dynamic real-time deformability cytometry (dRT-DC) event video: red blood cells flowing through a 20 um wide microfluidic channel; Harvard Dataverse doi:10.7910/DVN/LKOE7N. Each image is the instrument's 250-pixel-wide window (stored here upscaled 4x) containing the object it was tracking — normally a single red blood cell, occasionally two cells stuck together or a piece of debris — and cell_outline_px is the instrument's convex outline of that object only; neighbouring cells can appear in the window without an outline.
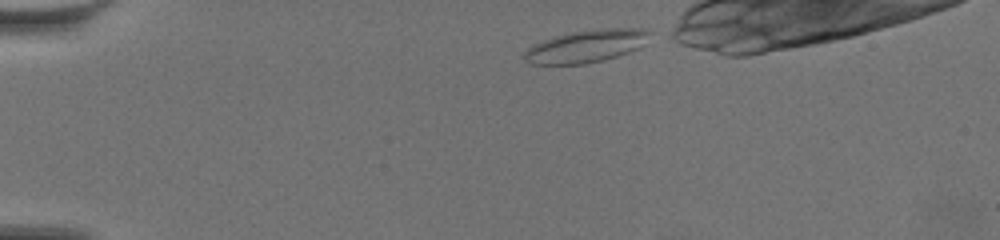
{"species": "common noctule bat (a hibernating species)", "species_latin": "Nyctalus noctula", "temperature_condition": "warm", "stored_images_in_passage": 28, "camera_frame_rate_fps": 3000, "um_per_image_px": 0.085, "animal": {"sex": "female", "body_mass_g": 19.5, "forearm_length_mm": 54.1}, "frame": {"image": 1, "passage_image": 1, "time_ms": 0.0, "image_size_px": [1000, 240], "cell_outline_px": [[652, 32], [644, 44], [628, 52], [604, 60], [584, 64], [528, 64], [524, 60], [524, 52], [528, 48], [544, 40], [556, 36], [572, 32], [600, 28], [648, 28]], "centroid_in_image_um": [49.86, 3.92], "position_along_channel_um": 35.1, "area_um2": 23.7}}
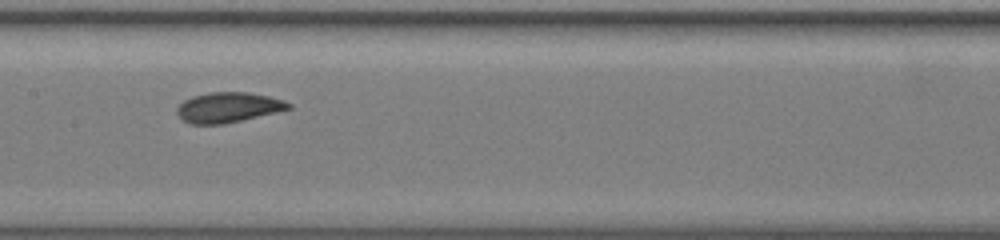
{"frame": {"image": 2, "passage_image": 11, "time_ms": 3.333, "image_size_px": [1000, 240], "cell_outline_px": [[292, 108], [276, 112], [224, 124], [192, 124], [184, 120], [176, 112], [176, 108], [184, 100], [192, 96], [212, 92], [248, 92], [268, 96], [284, 100], [292, 104]], "centroid_in_image_um": [19.4, 9.12], "position_along_channel_um": 188.0, "area_um2": 19.48}}
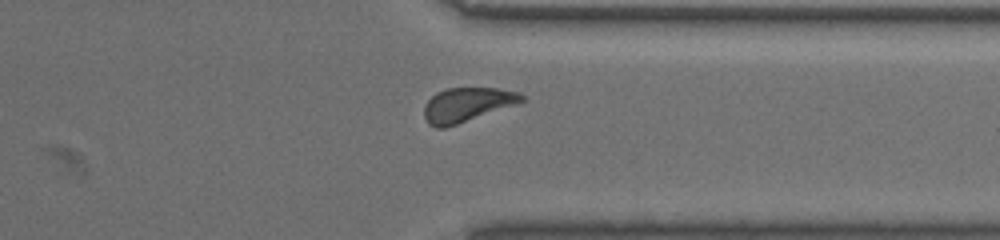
{"frame": {"image": 3, "passage_image": 20, "time_ms": 6.333, "image_size_px": [1000, 240], "cell_outline_px": [[528, 100], [520, 104], [444, 128], [436, 128], [428, 124], [424, 116], [424, 108], [428, 100], [436, 92], [444, 88], [496, 88], [520, 92]], "centroid_in_image_um": [39.75, 8.89], "position_along_channel_um": 371.7, "area_um2": 19.77}}